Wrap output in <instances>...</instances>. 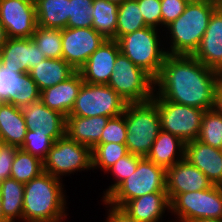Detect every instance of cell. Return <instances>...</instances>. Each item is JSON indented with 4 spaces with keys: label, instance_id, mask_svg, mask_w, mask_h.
I'll list each match as a JSON object with an SVG mask.
<instances>
[{
    "label": "cell",
    "instance_id": "6da1fadb",
    "mask_svg": "<svg viewBox=\"0 0 222 222\" xmlns=\"http://www.w3.org/2000/svg\"><path fill=\"white\" fill-rule=\"evenodd\" d=\"M222 73L193 56L167 55L155 80L153 98L203 110L214 109L215 91Z\"/></svg>",
    "mask_w": 222,
    "mask_h": 222
},
{
    "label": "cell",
    "instance_id": "7a4b0ae2",
    "mask_svg": "<svg viewBox=\"0 0 222 222\" xmlns=\"http://www.w3.org/2000/svg\"><path fill=\"white\" fill-rule=\"evenodd\" d=\"M218 7L219 0H190L184 12L163 30L167 54L192 56Z\"/></svg>",
    "mask_w": 222,
    "mask_h": 222
},
{
    "label": "cell",
    "instance_id": "3957f363",
    "mask_svg": "<svg viewBox=\"0 0 222 222\" xmlns=\"http://www.w3.org/2000/svg\"><path fill=\"white\" fill-rule=\"evenodd\" d=\"M63 180L42 172L24 184L23 220L64 221L68 201Z\"/></svg>",
    "mask_w": 222,
    "mask_h": 222
},
{
    "label": "cell",
    "instance_id": "277c9868",
    "mask_svg": "<svg viewBox=\"0 0 222 222\" xmlns=\"http://www.w3.org/2000/svg\"><path fill=\"white\" fill-rule=\"evenodd\" d=\"M162 33L160 29L146 26L117 40L120 52L154 79L168 55Z\"/></svg>",
    "mask_w": 222,
    "mask_h": 222
},
{
    "label": "cell",
    "instance_id": "5b68a950",
    "mask_svg": "<svg viewBox=\"0 0 222 222\" xmlns=\"http://www.w3.org/2000/svg\"><path fill=\"white\" fill-rule=\"evenodd\" d=\"M123 114L127 126L125 144L128 152L146 157L161 130L157 104L153 100L127 103Z\"/></svg>",
    "mask_w": 222,
    "mask_h": 222
},
{
    "label": "cell",
    "instance_id": "8992f818",
    "mask_svg": "<svg viewBox=\"0 0 222 222\" xmlns=\"http://www.w3.org/2000/svg\"><path fill=\"white\" fill-rule=\"evenodd\" d=\"M154 192H166V169L142 157L134 173L123 180L104 200L111 205L122 207L130 200Z\"/></svg>",
    "mask_w": 222,
    "mask_h": 222
},
{
    "label": "cell",
    "instance_id": "52a82bcc",
    "mask_svg": "<svg viewBox=\"0 0 222 222\" xmlns=\"http://www.w3.org/2000/svg\"><path fill=\"white\" fill-rule=\"evenodd\" d=\"M107 85L127 103L147 102L155 94L154 78L121 52L117 55Z\"/></svg>",
    "mask_w": 222,
    "mask_h": 222
},
{
    "label": "cell",
    "instance_id": "ba28073f",
    "mask_svg": "<svg viewBox=\"0 0 222 222\" xmlns=\"http://www.w3.org/2000/svg\"><path fill=\"white\" fill-rule=\"evenodd\" d=\"M172 222H194L197 219H222V186L178 194L170 202ZM177 220H176V219Z\"/></svg>",
    "mask_w": 222,
    "mask_h": 222
},
{
    "label": "cell",
    "instance_id": "9c48e42d",
    "mask_svg": "<svg viewBox=\"0 0 222 222\" xmlns=\"http://www.w3.org/2000/svg\"><path fill=\"white\" fill-rule=\"evenodd\" d=\"M44 172L62 180L70 174L92 170L91 149L67 135L57 139L43 160Z\"/></svg>",
    "mask_w": 222,
    "mask_h": 222
},
{
    "label": "cell",
    "instance_id": "30bf717a",
    "mask_svg": "<svg viewBox=\"0 0 222 222\" xmlns=\"http://www.w3.org/2000/svg\"><path fill=\"white\" fill-rule=\"evenodd\" d=\"M127 102L110 86L83 82L69 115L115 117L124 113Z\"/></svg>",
    "mask_w": 222,
    "mask_h": 222
},
{
    "label": "cell",
    "instance_id": "8fae6325",
    "mask_svg": "<svg viewBox=\"0 0 222 222\" xmlns=\"http://www.w3.org/2000/svg\"><path fill=\"white\" fill-rule=\"evenodd\" d=\"M157 104L161 129L179 137L184 143L196 140L206 110L180 105L163 98H152Z\"/></svg>",
    "mask_w": 222,
    "mask_h": 222
},
{
    "label": "cell",
    "instance_id": "7c38bea8",
    "mask_svg": "<svg viewBox=\"0 0 222 222\" xmlns=\"http://www.w3.org/2000/svg\"><path fill=\"white\" fill-rule=\"evenodd\" d=\"M106 38L94 28L62 29V59L79 71Z\"/></svg>",
    "mask_w": 222,
    "mask_h": 222
},
{
    "label": "cell",
    "instance_id": "4fadbf2b",
    "mask_svg": "<svg viewBox=\"0 0 222 222\" xmlns=\"http://www.w3.org/2000/svg\"><path fill=\"white\" fill-rule=\"evenodd\" d=\"M0 23L8 38H31L37 27L34 0H0Z\"/></svg>",
    "mask_w": 222,
    "mask_h": 222
},
{
    "label": "cell",
    "instance_id": "5bb4252c",
    "mask_svg": "<svg viewBox=\"0 0 222 222\" xmlns=\"http://www.w3.org/2000/svg\"><path fill=\"white\" fill-rule=\"evenodd\" d=\"M213 184L185 158L166 169V192L171 202L178 194L208 189Z\"/></svg>",
    "mask_w": 222,
    "mask_h": 222
},
{
    "label": "cell",
    "instance_id": "9a60e30c",
    "mask_svg": "<svg viewBox=\"0 0 222 222\" xmlns=\"http://www.w3.org/2000/svg\"><path fill=\"white\" fill-rule=\"evenodd\" d=\"M28 130L47 133L54 142L66 135V116L50 109L39 99L21 107Z\"/></svg>",
    "mask_w": 222,
    "mask_h": 222
},
{
    "label": "cell",
    "instance_id": "2e32d148",
    "mask_svg": "<svg viewBox=\"0 0 222 222\" xmlns=\"http://www.w3.org/2000/svg\"><path fill=\"white\" fill-rule=\"evenodd\" d=\"M119 53L118 42L114 39H106L79 70L83 81L90 84L107 85Z\"/></svg>",
    "mask_w": 222,
    "mask_h": 222
},
{
    "label": "cell",
    "instance_id": "e0dca14e",
    "mask_svg": "<svg viewBox=\"0 0 222 222\" xmlns=\"http://www.w3.org/2000/svg\"><path fill=\"white\" fill-rule=\"evenodd\" d=\"M46 57L32 38H8L0 50V65L28 73Z\"/></svg>",
    "mask_w": 222,
    "mask_h": 222
},
{
    "label": "cell",
    "instance_id": "ac0fdd59",
    "mask_svg": "<svg viewBox=\"0 0 222 222\" xmlns=\"http://www.w3.org/2000/svg\"><path fill=\"white\" fill-rule=\"evenodd\" d=\"M202 64L222 73V8L212 14L198 49L192 55Z\"/></svg>",
    "mask_w": 222,
    "mask_h": 222
},
{
    "label": "cell",
    "instance_id": "d6986e66",
    "mask_svg": "<svg viewBox=\"0 0 222 222\" xmlns=\"http://www.w3.org/2000/svg\"><path fill=\"white\" fill-rule=\"evenodd\" d=\"M185 159L204 173L213 185L222 186V150L196 139L185 144Z\"/></svg>",
    "mask_w": 222,
    "mask_h": 222
},
{
    "label": "cell",
    "instance_id": "ffe728a7",
    "mask_svg": "<svg viewBox=\"0 0 222 222\" xmlns=\"http://www.w3.org/2000/svg\"><path fill=\"white\" fill-rule=\"evenodd\" d=\"M121 208L139 222H162L168 215L165 213H170V201L167 192H154L130 200Z\"/></svg>",
    "mask_w": 222,
    "mask_h": 222
},
{
    "label": "cell",
    "instance_id": "44dd1931",
    "mask_svg": "<svg viewBox=\"0 0 222 222\" xmlns=\"http://www.w3.org/2000/svg\"><path fill=\"white\" fill-rule=\"evenodd\" d=\"M83 82L81 73L77 71L67 80L42 90L40 100L50 109L67 117L73 109Z\"/></svg>",
    "mask_w": 222,
    "mask_h": 222
},
{
    "label": "cell",
    "instance_id": "7402d4cb",
    "mask_svg": "<svg viewBox=\"0 0 222 222\" xmlns=\"http://www.w3.org/2000/svg\"><path fill=\"white\" fill-rule=\"evenodd\" d=\"M110 117H66V135L76 142L88 146L91 150L100 144V138Z\"/></svg>",
    "mask_w": 222,
    "mask_h": 222
},
{
    "label": "cell",
    "instance_id": "603a6c76",
    "mask_svg": "<svg viewBox=\"0 0 222 222\" xmlns=\"http://www.w3.org/2000/svg\"><path fill=\"white\" fill-rule=\"evenodd\" d=\"M185 144L179 137L161 129L146 158L168 169L185 158Z\"/></svg>",
    "mask_w": 222,
    "mask_h": 222
},
{
    "label": "cell",
    "instance_id": "cb8c5ba5",
    "mask_svg": "<svg viewBox=\"0 0 222 222\" xmlns=\"http://www.w3.org/2000/svg\"><path fill=\"white\" fill-rule=\"evenodd\" d=\"M77 71L64 59L45 58L31 69L28 74L42 91L63 82L73 76Z\"/></svg>",
    "mask_w": 222,
    "mask_h": 222
},
{
    "label": "cell",
    "instance_id": "d4e9b609",
    "mask_svg": "<svg viewBox=\"0 0 222 222\" xmlns=\"http://www.w3.org/2000/svg\"><path fill=\"white\" fill-rule=\"evenodd\" d=\"M27 131L21 108L4 102L0 110V141L21 148Z\"/></svg>",
    "mask_w": 222,
    "mask_h": 222
},
{
    "label": "cell",
    "instance_id": "484cf974",
    "mask_svg": "<svg viewBox=\"0 0 222 222\" xmlns=\"http://www.w3.org/2000/svg\"><path fill=\"white\" fill-rule=\"evenodd\" d=\"M37 26L65 29L69 19V0H34Z\"/></svg>",
    "mask_w": 222,
    "mask_h": 222
},
{
    "label": "cell",
    "instance_id": "4316f807",
    "mask_svg": "<svg viewBox=\"0 0 222 222\" xmlns=\"http://www.w3.org/2000/svg\"><path fill=\"white\" fill-rule=\"evenodd\" d=\"M1 208L8 222L23 220L24 183L14 178H7L0 183Z\"/></svg>",
    "mask_w": 222,
    "mask_h": 222
},
{
    "label": "cell",
    "instance_id": "83f0119b",
    "mask_svg": "<svg viewBox=\"0 0 222 222\" xmlns=\"http://www.w3.org/2000/svg\"><path fill=\"white\" fill-rule=\"evenodd\" d=\"M92 28L106 39L116 40L119 4L107 0H93Z\"/></svg>",
    "mask_w": 222,
    "mask_h": 222
},
{
    "label": "cell",
    "instance_id": "f1b7e54d",
    "mask_svg": "<svg viewBox=\"0 0 222 222\" xmlns=\"http://www.w3.org/2000/svg\"><path fill=\"white\" fill-rule=\"evenodd\" d=\"M146 26L137 0H125L123 3L119 4L116 41L120 37L140 30Z\"/></svg>",
    "mask_w": 222,
    "mask_h": 222
},
{
    "label": "cell",
    "instance_id": "f546056e",
    "mask_svg": "<svg viewBox=\"0 0 222 222\" xmlns=\"http://www.w3.org/2000/svg\"><path fill=\"white\" fill-rule=\"evenodd\" d=\"M42 172H44L43 161L40 158L29 154L22 148L17 149L12 163L11 178L25 184Z\"/></svg>",
    "mask_w": 222,
    "mask_h": 222
},
{
    "label": "cell",
    "instance_id": "4dcf8cb0",
    "mask_svg": "<svg viewBox=\"0 0 222 222\" xmlns=\"http://www.w3.org/2000/svg\"><path fill=\"white\" fill-rule=\"evenodd\" d=\"M128 153L125 143H100L91 150L92 171L101 170L105 174L110 167Z\"/></svg>",
    "mask_w": 222,
    "mask_h": 222
},
{
    "label": "cell",
    "instance_id": "1f68e13d",
    "mask_svg": "<svg viewBox=\"0 0 222 222\" xmlns=\"http://www.w3.org/2000/svg\"><path fill=\"white\" fill-rule=\"evenodd\" d=\"M31 38L46 58H62V29L37 26Z\"/></svg>",
    "mask_w": 222,
    "mask_h": 222
},
{
    "label": "cell",
    "instance_id": "d6a6232c",
    "mask_svg": "<svg viewBox=\"0 0 222 222\" xmlns=\"http://www.w3.org/2000/svg\"><path fill=\"white\" fill-rule=\"evenodd\" d=\"M197 140L222 150V114L215 109L204 112Z\"/></svg>",
    "mask_w": 222,
    "mask_h": 222
},
{
    "label": "cell",
    "instance_id": "836d02e7",
    "mask_svg": "<svg viewBox=\"0 0 222 222\" xmlns=\"http://www.w3.org/2000/svg\"><path fill=\"white\" fill-rule=\"evenodd\" d=\"M141 158L142 156L128 153L105 172V174L108 173L113 176V181L111 185L107 186V189H104L101 200H104L123 180L134 173Z\"/></svg>",
    "mask_w": 222,
    "mask_h": 222
},
{
    "label": "cell",
    "instance_id": "e575fe53",
    "mask_svg": "<svg viewBox=\"0 0 222 222\" xmlns=\"http://www.w3.org/2000/svg\"><path fill=\"white\" fill-rule=\"evenodd\" d=\"M93 0H69V28L92 27Z\"/></svg>",
    "mask_w": 222,
    "mask_h": 222
},
{
    "label": "cell",
    "instance_id": "d590c367",
    "mask_svg": "<svg viewBox=\"0 0 222 222\" xmlns=\"http://www.w3.org/2000/svg\"><path fill=\"white\" fill-rule=\"evenodd\" d=\"M53 143L54 141L49 136H47V133L28 130L25 135L23 146L21 148L43 161L46 158L48 151L51 149Z\"/></svg>",
    "mask_w": 222,
    "mask_h": 222
},
{
    "label": "cell",
    "instance_id": "8d00e7d4",
    "mask_svg": "<svg viewBox=\"0 0 222 222\" xmlns=\"http://www.w3.org/2000/svg\"><path fill=\"white\" fill-rule=\"evenodd\" d=\"M41 91L32 77L25 72H21L20 91H16L13 98L8 102L16 107H24L40 99Z\"/></svg>",
    "mask_w": 222,
    "mask_h": 222
},
{
    "label": "cell",
    "instance_id": "74e56055",
    "mask_svg": "<svg viewBox=\"0 0 222 222\" xmlns=\"http://www.w3.org/2000/svg\"><path fill=\"white\" fill-rule=\"evenodd\" d=\"M21 69H10L0 65V100L9 102L21 87Z\"/></svg>",
    "mask_w": 222,
    "mask_h": 222
},
{
    "label": "cell",
    "instance_id": "f35d334b",
    "mask_svg": "<svg viewBox=\"0 0 222 222\" xmlns=\"http://www.w3.org/2000/svg\"><path fill=\"white\" fill-rule=\"evenodd\" d=\"M127 126L124 114L109 118L103 129L100 143H125Z\"/></svg>",
    "mask_w": 222,
    "mask_h": 222
},
{
    "label": "cell",
    "instance_id": "ab89813d",
    "mask_svg": "<svg viewBox=\"0 0 222 222\" xmlns=\"http://www.w3.org/2000/svg\"><path fill=\"white\" fill-rule=\"evenodd\" d=\"M145 24L161 30V0H137Z\"/></svg>",
    "mask_w": 222,
    "mask_h": 222
},
{
    "label": "cell",
    "instance_id": "60d3db41",
    "mask_svg": "<svg viewBox=\"0 0 222 222\" xmlns=\"http://www.w3.org/2000/svg\"><path fill=\"white\" fill-rule=\"evenodd\" d=\"M190 0H161V30L175 21L185 10ZM163 27V28H162Z\"/></svg>",
    "mask_w": 222,
    "mask_h": 222
},
{
    "label": "cell",
    "instance_id": "b9f144b4",
    "mask_svg": "<svg viewBox=\"0 0 222 222\" xmlns=\"http://www.w3.org/2000/svg\"><path fill=\"white\" fill-rule=\"evenodd\" d=\"M18 147L0 141V183L10 178Z\"/></svg>",
    "mask_w": 222,
    "mask_h": 222
},
{
    "label": "cell",
    "instance_id": "7bdbcfd3",
    "mask_svg": "<svg viewBox=\"0 0 222 222\" xmlns=\"http://www.w3.org/2000/svg\"><path fill=\"white\" fill-rule=\"evenodd\" d=\"M107 209L105 216V222H139L138 220L131 217L127 212H125L121 207H117L109 204L105 200H100Z\"/></svg>",
    "mask_w": 222,
    "mask_h": 222
},
{
    "label": "cell",
    "instance_id": "ee69618b",
    "mask_svg": "<svg viewBox=\"0 0 222 222\" xmlns=\"http://www.w3.org/2000/svg\"><path fill=\"white\" fill-rule=\"evenodd\" d=\"M214 109L218 113L222 114V78L218 82L217 87H216Z\"/></svg>",
    "mask_w": 222,
    "mask_h": 222
},
{
    "label": "cell",
    "instance_id": "f6af8a7d",
    "mask_svg": "<svg viewBox=\"0 0 222 222\" xmlns=\"http://www.w3.org/2000/svg\"><path fill=\"white\" fill-rule=\"evenodd\" d=\"M8 40L7 32L4 29L3 25L0 23V50L5 45Z\"/></svg>",
    "mask_w": 222,
    "mask_h": 222
},
{
    "label": "cell",
    "instance_id": "bcb514c9",
    "mask_svg": "<svg viewBox=\"0 0 222 222\" xmlns=\"http://www.w3.org/2000/svg\"><path fill=\"white\" fill-rule=\"evenodd\" d=\"M194 222H222V219L204 218V219H197Z\"/></svg>",
    "mask_w": 222,
    "mask_h": 222
},
{
    "label": "cell",
    "instance_id": "7dc6e473",
    "mask_svg": "<svg viewBox=\"0 0 222 222\" xmlns=\"http://www.w3.org/2000/svg\"><path fill=\"white\" fill-rule=\"evenodd\" d=\"M0 222H8L2 212V208H1V193H0Z\"/></svg>",
    "mask_w": 222,
    "mask_h": 222
},
{
    "label": "cell",
    "instance_id": "c3c4849f",
    "mask_svg": "<svg viewBox=\"0 0 222 222\" xmlns=\"http://www.w3.org/2000/svg\"><path fill=\"white\" fill-rule=\"evenodd\" d=\"M21 222H63V221L22 220Z\"/></svg>",
    "mask_w": 222,
    "mask_h": 222
},
{
    "label": "cell",
    "instance_id": "681fc988",
    "mask_svg": "<svg viewBox=\"0 0 222 222\" xmlns=\"http://www.w3.org/2000/svg\"><path fill=\"white\" fill-rule=\"evenodd\" d=\"M107 1L115 2V3H117V4H121V3H123L125 0H107Z\"/></svg>",
    "mask_w": 222,
    "mask_h": 222
},
{
    "label": "cell",
    "instance_id": "f907efd6",
    "mask_svg": "<svg viewBox=\"0 0 222 222\" xmlns=\"http://www.w3.org/2000/svg\"><path fill=\"white\" fill-rule=\"evenodd\" d=\"M219 6L222 8V0H219Z\"/></svg>",
    "mask_w": 222,
    "mask_h": 222
},
{
    "label": "cell",
    "instance_id": "816d5d0a",
    "mask_svg": "<svg viewBox=\"0 0 222 222\" xmlns=\"http://www.w3.org/2000/svg\"><path fill=\"white\" fill-rule=\"evenodd\" d=\"M3 103H4V101L0 100V110H1V106H2Z\"/></svg>",
    "mask_w": 222,
    "mask_h": 222
}]
</instances>
